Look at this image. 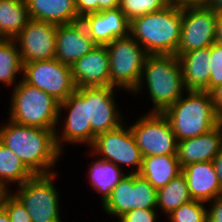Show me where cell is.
Masks as SVG:
<instances>
[{
	"label": "cell",
	"mask_w": 222,
	"mask_h": 222,
	"mask_svg": "<svg viewBox=\"0 0 222 222\" xmlns=\"http://www.w3.org/2000/svg\"><path fill=\"white\" fill-rule=\"evenodd\" d=\"M0 123V143L10 149L34 175L59 172L56 163L63 156L56 143V129L25 126L5 120Z\"/></svg>",
	"instance_id": "cell-1"
},
{
	"label": "cell",
	"mask_w": 222,
	"mask_h": 222,
	"mask_svg": "<svg viewBox=\"0 0 222 222\" xmlns=\"http://www.w3.org/2000/svg\"><path fill=\"white\" fill-rule=\"evenodd\" d=\"M143 89H147L150 104L152 102V108L147 112L163 113L179 100L187 92L179 58L176 55H148L132 96L142 95Z\"/></svg>",
	"instance_id": "cell-2"
},
{
	"label": "cell",
	"mask_w": 222,
	"mask_h": 222,
	"mask_svg": "<svg viewBox=\"0 0 222 222\" xmlns=\"http://www.w3.org/2000/svg\"><path fill=\"white\" fill-rule=\"evenodd\" d=\"M182 28V6L169 5L130 21V35L148 55H176Z\"/></svg>",
	"instance_id": "cell-3"
},
{
	"label": "cell",
	"mask_w": 222,
	"mask_h": 222,
	"mask_svg": "<svg viewBox=\"0 0 222 222\" xmlns=\"http://www.w3.org/2000/svg\"><path fill=\"white\" fill-rule=\"evenodd\" d=\"M163 113L178 141L206 134L222 123L206 91H187Z\"/></svg>",
	"instance_id": "cell-4"
},
{
	"label": "cell",
	"mask_w": 222,
	"mask_h": 222,
	"mask_svg": "<svg viewBox=\"0 0 222 222\" xmlns=\"http://www.w3.org/2000/svg\"><path fill=\"white\" fill-rule=\"evenodd\" d=\"M10 98L8 119L25 126L56 129L60 102L54 97L21 79Z\"/></svg>",
	"instance_id": "cell-5"
},
{
	"label": "cell",
	"mask_w": 222,
	"mask_h": 222,
	"mask_svg": "<svg viewBox=\"0 0 222 222\" xmlns=\"http://www.w3.org/2000/svg\"><path fill=\"white\" fill-rule=\"evenodd\" d=\"M58 172L34 175L11 192L22 202L32 222H62L60 197L54 183ZM56 178V179H55ZM55 180V181H54Z\"/></svg>",
	"instance_id": "cell-6"
},
{
	"label": "cell",
	"mask_w": 222,
	"mask_h": 222,
	"mask_svg": "<svg viewBox=\"0 0 222 222\" xmlns=\"http://www.w3.org/2000/svg\"><path fill=\"white\" fill-rule=\"evenodd\" d=\"M106 48L109 53L110 87L126 91L130 96L140 81L148 54L131 35L116 38Z\"/></svg>",
	"instance_id": "cell-7"
},
{
	"label": "cell",
	"mask_w": 222,
	"mask_h": 222,
	"mask_svg": "<svg viewBox=\"0 0 222 222\" xmlns=\"http://www.w3.org/2000/svg\"><path fill=\"white\" fill-rule=\"evenodd\" d=\"M89 148L95 157L110 161L121 169L128 166L129 174H138L141 169L143 155L127 122L115 130L96 135Z\"/></svg>",
	"instance_id": "cell-8"
},
{
	"label": "cell",
	"mask_w": 222,
	"mask_h": 222,
	"mask_svg": "<svg viewBox=\"0 0 222 222\" xmlns=\"http://www.w3.org/2000/svg\"><path fill=\"white\" fill-rule=\"evenodd\" d=\"M129 127L143 157L177 155L178 140L164 113L145 112Z\"/></svg>",
	"instance_id": "cell-9"
},
{
	"label": "cell",
	"mask_w": 222,
	"mask_h": 222,
	"mask_svg": "<svg viewBox=\"0 0 222 222\" xmlns=\"http://www.w3.org/2000/svg\"><path fill=\"white\" fill-rule=\"evenodd\" d=\"M55 135L57 147L63 154L66 144H83L89 148L94 142L96 135L88 122L87 102L77 91L60 102Z\"/></svg>",
	"instance_id": "cell-10"
},
{
	"label": "cell",
	"mask_w": 222,
	"mask_h": 222,
	"mask_svg": "<svg viewBox=\"0 0 222 222\" xmlns=\"http://www.w3.org/2000/svg\"><path fill=\"white\" fill-rule=\"evenodd\" d=\"M22 79L51 95L58 102L66 100L77 88L71 66L56 59L24 63Z\"/></svg>",
	"instance_id": "cell-11"
},
{
	"label": "cell",
	"mask_w": 222,
	"mask_h": 222,
	"mask_svg": "<svg viewBox=\"0 0 222 222\" xmlns=\"http://www.w3.org/2000/svg\"><path fill=\"white\" fill-rule=\"evenodd\" d=\"M217 13L205 3L182 6V28L176 55L215 43Z\"/></svg>",
	"instance_id": "cell-12"
},
{
	"label": "cell",
	"mask_w": 222,
	"mask_h": 222,
	"mask_svg": "<svg viewBox=\"0 0 222 222\" xmlns=\"http://www.w3.org/2000/svg\"><path fill=\"white\" fill-rule=\"evenodd\" d=\"M76 91L87 102L88 122L95 135L115 130L126 122L122 108L116 104V93L124 91L115 87H83Z\"/></svg>",
	"instance_id": "cell-13"
},
{
	"label": "cell",
	"mask_w": 222,
	"mask_h": 222,
	"mask_svg": "<svg viewBox=\"0 0 222 222\" xmlns=\"http://www.w3.org/2000/svg\"><path fill=\"white\" fill-rule=\"evenodd\" d=\"M57 25L30 19L14 38L22 63L55 59Z\"/></svg>",
	"instance_id": "cell-14"
},
{
	"label": "cell",
	"mask_w": 222,
	"mask_h": 222,
	"mask_svg": "<svg viewBox=\"0 0 222 222\" xmlns=\"http://www.w3.org/2000/svg\"><path fill=\"white\" fill-rule=\"evenodd\" d=\"M71 70L77 88L110 87V63L106 45H96L78 59Z\"/></svg>",
	"instance_id": "cell-15"
},
{
	"label": "cell",
	"mask_w": 222,
	"mask_h": 222,
	"mask_svg": "<svg viewBox=\"0 0 222 222\" xmlns=\"http://www.w3.org/2000/svg\"><path fill=\"white\" fill-rule=\"evenodd\" d=\"M80 21L97 45H107L130 35V21L119 7L87 14Z\"/></svg>",
	"instance_id": "cell-16"
},
{
	"label": "cell",
	"mask_w": 222,
	"mask_h": 222,
	"mask_svg": "<svg viewBox=\"0 0 222 222\" xmlns=\"http://www.w3.org/2000/svg\"><path fill=\"white\" fill-rule=\"evenodd\" d=\"M96 45L81 21L57 25L55 59L59 62L72 66Z\"/></svg>",
	"instance_id": "cell-17"
},
{
	"label": "cell",
	"mask_w": 222,
	"mask_h": 222,
	"mask_svg": "<svg viewBox=\"0 0 222 222\" xmlns=\"http://www.w3.org/2000/svg\"><path fill=\"white\" fill-rule=\"evenodd\" d=\"M222 148V123L210 132L178 141L177 158L183 168L192 163L212 161Z\"/></svg>",
	"instance_id": "cell-18"
},
{
	"label": "cell",
	"mask_w": 222,
	"mask_h": 222,
	"mask_svg": "<svg viewBox=\"0 0 222 222\" xmlns=\"http://www.w3.org/2000/svg\"><path fill=\"white\" fill-rule=\"evenodd\" d=\"M193 200L209 202L222 195L212 161L192 163L182 168Z\"/></svg>",
	"instance_id": "cell-19"
},
{
	"label": "cell",
	"mask_w": 222,
	"mask_h": 222,
	"mask_svg": "<svg viewBox=\"0 0 222 222\" xmlns=\"http://www.w3.org/2000/svg\"><path fill=\"white\" fill-rule=\"evenodd\" d=\"M182 68V76L187 91H206L210 80V47L176 55Z\"/></svg>",
	"instance_id": "cell-20"
},
{
	"label": "cell",
	"mask_w": 222,
	"mask_h": 222,
	"mask_svg": "<svg viewBox=\"0 0 222 222\" xmlns=\"http://www.w3.org/2000/svg\"><path fill=\"white\" fill-rule=\"evenodd\" d=\"M31 19L55 25L75 23L81 20L75 0H25Z\"/></svg>",
	"instance_id": "cell-21"
},
{
	"label": "cell",
	"mask_w": 222,
	"mask_h": 222,
	"mask_svg": "<svg viewBox=\"0 0 222 222\" xmlns=\"http://www.w3.org/2000/svg\"><path fill=\"white\" fill-rule=\"evenodd\" d=\"M86 152V155L94 158L87 167L88 173H86V175L89 181L88 185L92 188V190L97 191V194L100 196V204L103 205L110 197L114 186L127 173V169H121L112 162L102 160L98 157L95 159V155H93L90 151L86 150Z\"/></svg>",
	"instance_id": "cell-22"
},
{
	"label": "cell",
	"mask_w": 222,
	"mask_h": 222,
	"mask_svg": "<svg viewBox=\"0 0 222 222\" xmlns=\"http://www.w3.org/2000/svg\"><path fill=\"white\" fill-rule=\"evenodd\" d=\"M182 173L177 155L145 156L139 175L145 178L156 190Z\"/></svg>",
	"instance_id": "cell-23"
},
{
	"label": "cell",
	"mask_w": 222,
	"mask_h": 222,
	"mask_svg": "<svg viewBox=\"0 0 222 222\" xmlns=\"http://www.w3.org/2000/svg\"><path fill=\"white\" fill-rule=\"evenodd\" d=\"M30 19L25 0H0V39H14Z\"/></svg>",
	"instance_id": "cell-24"
},
{
	"label": "cell",
	"mask_w": 222,
	"mask_h": 222,
	"mask_svg": "<svg viewBox=\"0 0 222 222\" xmlns=\"http://www.w3.org/2000/svg\"><path fill=\"white\" fill-rule=\"evenodd\" d=\"M34 174L24 165L18 156L0 143V186L10 191L11 186L22 185Z\"/></svg>",
	"instance_id": "cell-25"
},
{
	"label": "cell",
	"mask_w": 222,
	"mask_h": 222,
	"mask_svg": "<svg viewBox=\"0 0 222 222\" xmlns=\"http://www.w3.org/2000/svg\"><path fill=\"white\" fill-rule=\"evenodd\" d=\"M22 73L23 63L15 40L0 39V83L13 88L22 79Z\"/></svg>",
	"instance_id": "cell-26"
},
{
	"label": "cell",
	"mask_w": 222,
	"mask_h": 222,
	"mask_svg": "<svg viewBox=\"0 0 222 222\" xmlns=\"http://www.w3.org/2000/svg\"><path fill=\"white\" fill-rule=\"evenodd\" d=\"M192 200L183 173H180L164 187L157 190V209L161 214L165 213V217L180 205Z\"/></svg>",
	"instance_id": "cell-27"
},
{
	"label": "cell",
	"mask_w": 222,
	"mask_h": 222,
	"mask_svg": "<svg viewBox=\"0 0 222 222\" xmlns=\"http://www.w3.org/2000/svg\"><path fill=\"white\" fill-rule=\"evenodd\" d=\"M104 213L116 220L133 210V174L126 173L114 186L110 197L101 205Z\"/></svg>",
	"instance_id": "cell-28"
},
{
	"label": "cell",
	"mask_w": 222,
	"mask_h": 222,
	"mask_svg": "<svg viewBox=\"0 0 222 222\" xmlns=\"http://www.w3.org/2000/svg\"><path fill=\"white\" fill-rule=\"evenodd\" d=\"M133 209H157V190L139 174H133Z\"/></svg>",
	"instance_id": "cell-29"
},
{
	"label": "cell",
	"mask_w": 222,
	"mask_h": 222,
	"mask_svg": "<svg viewBox=\"0 0 222 222\" xmlns=\"http://www.w3.org/2000/svg\"><path fill=\"white\" fill-rule=\"evenodd\" d=\"M169 222H207V204L192 200L166 216Z\"/></svg>",
	"instance_id": "cell-30"
},
{
	"label": "cell",
	"mask_w": 222,
	"mask_h": 222,
	"mask_svg": "<svg viewBox=\"0 0 222 222\" xmlns=\"http://www.w3.org/2000/svg\"><path fill=\"white\" fill-rule=\"evenodd\" d=\"M170 4L167 0H120L119 8L129 21L145 14L159 11Z\"/></svg>",
	"instance_id": "cell-31"
},
{
	"label": "cell",
	"mask_w": 222,
	"mask_h": 222,
	"mask_svg": "<svg viewBox=\"0 0 222 222\" xmlns=\"http://www.w3.org/2000/svg\"><path fill=\"white\" fill-rule=\"evenodd\" d=\"M0 205L5 209L11 222H32L22 202L11 191L3 193Z\"/></svg>",
	"instance_id": "cell-32"
},
{
	"label": "cell",
	"mask_w": 222,
	"mask_h": 222,
	"mask_svg": "<svg viewBox=\"0 0 222 222\" xmlns=\"http://www.w3.org/2000/svg\"><path fill=\"white\" fill-rule=\"evenodd\" d=\"M210 80L208 85V92L210 93L214 88L222 85V46L213 43L210 46Z\"/></svg>",
	"instance_id": "cell-33"
},
{
	"label": "cell",
	"mask_w": 222,
	"mask_h": 222,
	"mask_svg": "<svg viewBox=\"0 0 222 222\" xmlns=\"http://www.w3.org/2000/svg\"><path fill=\"white\" fill-rule=\"evenodd\" d=\"M160 216L157 209H133L117 220L119 222H158Z\"/></svg>",
	"instance_id": "cell-34"
},
{
	"label": "cell",
	"mask_w": 222,
	"mask_h": 222,
	"mask_svg": "<svg viewBox=\"0 0 222 222\" xmlns=\"http://www.w3.org/2000/svg\"><path fill=\"white\" fill-rule=\"evenodd\" d=\"M207 222H222V195L207 202Z\"/></svg>",
	"instance_id": "cell-35"
},
{
	"label": "cell",
	"mask_w": 222,
	"mask_h": 222,
	"mask_svg": "<svg viewBox=\"0 0 222 222\" xmlns=\"http://www.w3.org/2000/svg\"><path fill=\"white\" fill-rule=\"evenodd\" d=\"M80 18L90 13H97V0H75Z\"/></svg>",
	"instance_id": "cell-36"
},
{
	"label": "cell",
	"mask_w": 222,
	"mask_h": 222,
	"mask_svg": "<svg viewBox=\"0 0 222 222\" xmlns=\"http://www.w3.org/2000/svg\"><path fill=\"white\" fill-rule=\"evenodd\" d=\"M210 94L215 112L222 119V85L214 88Z\"/></svg>",
	"instance_id": "cell-37"
},
{
	"label": "cell",
	"mask_w": 222,
	"mask_h": 222,
	"mask_svg": "<svg viewBox=\"0 0 222 222\" xmlns=\"http://www.w3.org/2000/svg\"><path fill=\"white\" fill-rule=\"evenodd\" d=\"M120 6V0H97V12L116 9Z\"/></svg>",
	"instance_id": "cell-38"
},
{
	"label": "cell",
	"mask_w": 222,
	"mask_h": 222,
	"mask_svg": "<svg viewBox=\"0 0 222 222\" xmlns=\"http://www.w3.org/2000/svg\"><path fill=\"white\" fill-rule=\"evenodd\" d=\"M218 181L222 188V148L216 157L212 160Z\"/></svg>",
	"instance_id": "cell-39"
},
{
	"label": "cell",
	"mask_w": 222,
	"mask_h": 222,
	"mask_svg": "<svg viewBox=\"0 0 222 222\" xmlns=\"http://www.w3.org/2000/svg\"><path fill=\"white\" fill-rule=\"evenodd\" d=\"M215 43L222 46V13H217Z\"/></svg>",
	"instance_id": "cell-40"
},
{
	"label": "cell",
	"mask_w": 222,
	"mask_h": 222,
	"mask_svg": "<svg viewBox=\"0 0 222 222\" xmlns=\"http://www.w3.org/2000/svg\"><path fill=\"white\" fill-rule=\"evenodd\" d=\"M170 5L187 6L203 4L205 0H167Z\"/></svg>",
	"instance_id": "cell-41"
},
{
	"label": "cell",
	"mask_w": 222,
	"mask_h": 222,
	"mask_svg": "<svg viewBox=\"0 0 222 222\" xmlns=\"http://www.w3.org/2000/svg\"><path fill=\"white\" fill-rule=\"evenodd\" d=\"M204 3L216 13H222V0H205Z\"/></svg>",
	"instance_id": "cell-42"
},
{
	"label": "cell",
	"mask_w": 222,
	"mask_h": 222,
	"mask_svg": "<svg viewBox=\"0 0 222 222\" xmlns=\"http://www.w3.org/2000/svg\"><path fill=\"white\" fill-rule=\"evenodd\" d=\"M0 222H11L5 209L0 205Z\"/></svg>",
	"instance_id": "cell-43"
},
{
	"label": "cell",
	"mask_w": 222,
	"mask_h": 222,
	"mask_svg": "<svg viewBox=\"0 0 222 222\" xmlns=\"http://www.w3.org/2000/svg\"><path fill=\"white\" fill-rule=\"evenodd\" d=\"M5 192V190L0 186V201L2 198L3 193Z\"/></svg>",
	"instance_id": "cell-44"
}]
</instances>
